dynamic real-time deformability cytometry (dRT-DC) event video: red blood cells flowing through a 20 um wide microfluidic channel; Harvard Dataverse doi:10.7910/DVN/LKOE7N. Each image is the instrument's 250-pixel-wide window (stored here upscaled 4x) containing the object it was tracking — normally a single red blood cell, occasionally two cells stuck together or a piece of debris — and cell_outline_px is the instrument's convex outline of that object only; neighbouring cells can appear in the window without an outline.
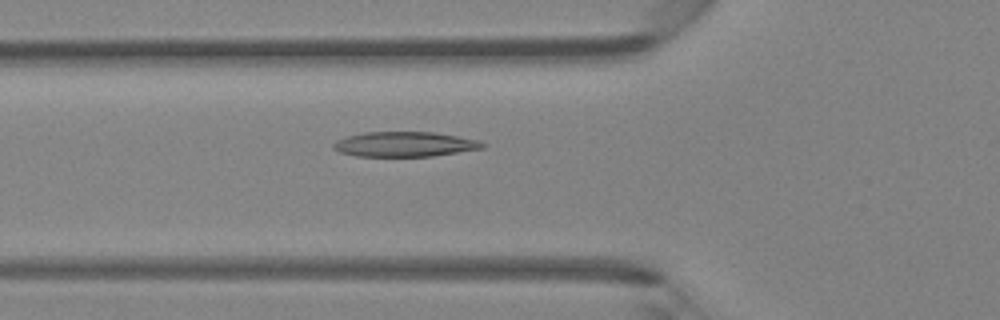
{"species": "Egyptian fruit bat (a non-hibernating species)", "species_latin": "Rousettus aegyptiacus", "temperature_condition": "room temperature", "stored_images_in_passage": 35, "camera_frame_rate_fps": 3000, "um_per_image_px": 0.085, "animal": {"sex": "female"}, "frame": {"image": 1, "passage_image": 8, "time_ms": 2.333, "image_size_px": [1000, 320], "cell_outline_px": [[488, 144], [484, 148], [432, 156], [356, 156], [340, 152], [332, 148], [332, 144], [336, 140], [348, 136], [364, 132], [432, 132], [480, 140]], "centroid_in_image_um": [34.41, 12.26], "position_along_channel_um": 91.4, "area_um2": 21.68}}
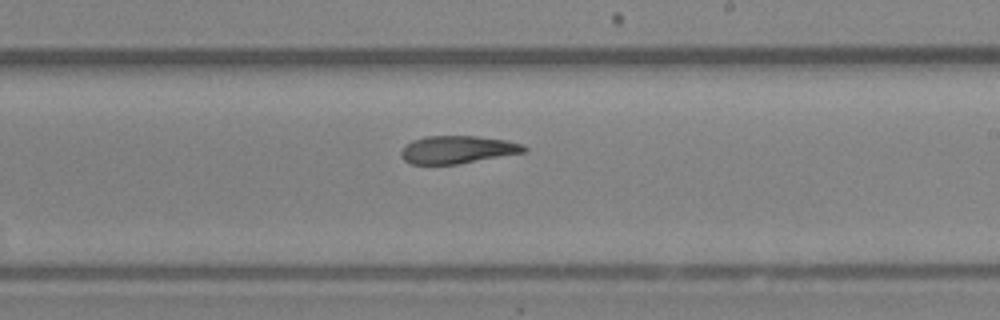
{"frame": {"image": 2, "passage_image": 19, "time_ms": 6.0, "image_size_px": [1000, 320], "cell_outline_px": [[528, 148], [524, 152], [456, 164], [408, 164], [400, 156], [400, 152], [404, 144], [412, 140], [424, 136], [476, 136], [508, 140], [524, 144]], "centroid_in_image_um": [38.84, 12.71], "position_along_channel_um": 250.2, "area_um2": 20.0}}
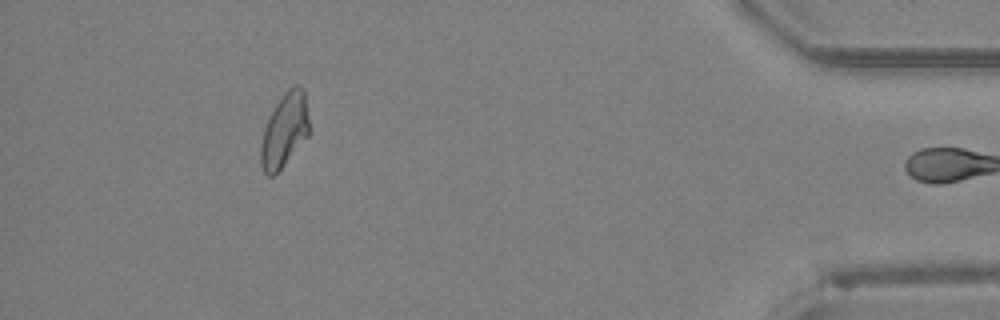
{"frame": {"image": 3, "passage_image": 34, "time_ms": 11.0, "image_size_px": [1000, 320], "cell_outline_px": [[308, 136], [280, 168], [272, 176], [268, 176], [264, 172], [260, 164], [260, 144], [264, 128], [276, 104], [284, 92], [288, 88], [296, 84], [304, 88], [308, 120]], "centroid_in_image_um": [24.16, 11.05], "position_along_channel_um": 411.0, "area_um2": 20.46}, "authors_computed_cell_mechanics": {"area_um2": 21.0392, "velocity_mm_per_s": 4.3429, "shape_relaxation_time_tau1_ms": null, "shape_relaxation_time_tau2_ms": 3.8117, "deformation_change_tau1": null, "deformation_change_tau2": 0.1251}}